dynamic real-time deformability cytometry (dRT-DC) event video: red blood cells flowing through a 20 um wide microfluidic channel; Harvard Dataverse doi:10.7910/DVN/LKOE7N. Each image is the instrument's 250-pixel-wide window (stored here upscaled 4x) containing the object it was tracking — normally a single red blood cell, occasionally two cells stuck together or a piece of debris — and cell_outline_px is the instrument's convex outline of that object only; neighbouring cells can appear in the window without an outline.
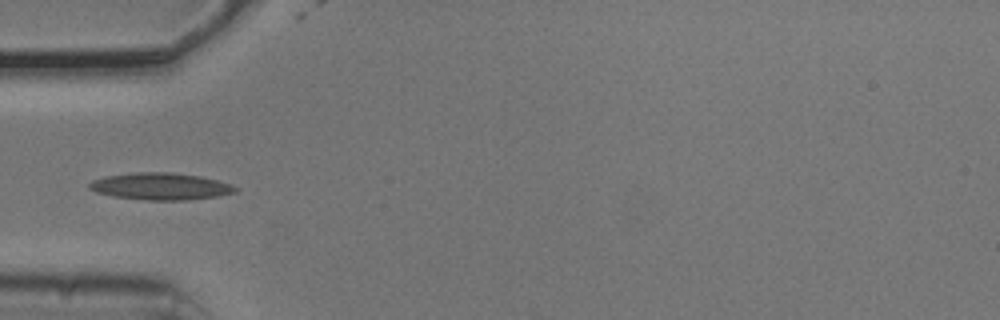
{"species": "common noctule bat (a hibernating species)", "species_latin": "Nyctalus noctula", "temperature_condition": "cold", "stored_images_in_passage": 4, "camera_frame_rate_fps": 3000, "um_per_image_px": 0.085, "animal": {"sex": "male", "body_mass_g": 20.5, "forearm_length_mm": 52.5}, "frame": {"image": 1, "passage_image": 4, "time_ms": 1.0, "image_size_px": [1000, 320], "cell_outline_px": [[236, 192], [216, 196], [188, 200], [148, 200], [112, 196], [96, 192], [88, 188], [88, 184], [92, 180], [108, 176], [136, 172], [172, 172], [200, 176], [216, 180], [228, 184], [236, 188]], "centroid_in_image_um": [13.61, 15.84], "position_along_channel_um": 71.4, "area_um2": 22.72}}